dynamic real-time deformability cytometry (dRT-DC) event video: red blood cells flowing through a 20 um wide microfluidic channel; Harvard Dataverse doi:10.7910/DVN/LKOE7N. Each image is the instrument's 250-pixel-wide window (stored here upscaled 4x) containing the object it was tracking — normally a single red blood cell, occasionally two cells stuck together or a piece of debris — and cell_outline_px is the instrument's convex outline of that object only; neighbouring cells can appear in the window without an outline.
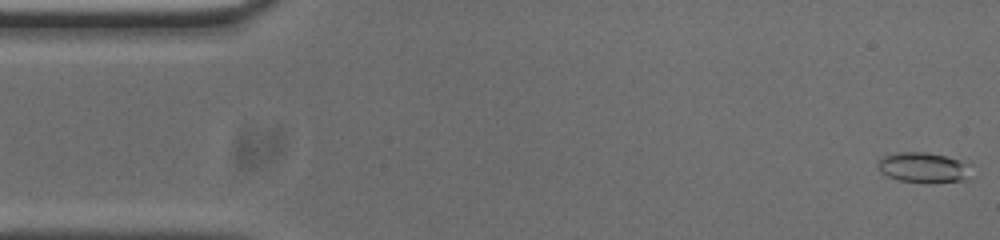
{"species": "common noctule bat (a hibernating species)", "species_latin": "Nyctalus noctula", "temperature_condition": "cold", "stored_images_in_passage": 53, "camera_frame_rate_fps": 3000, "um_per_image_px": 0.085, "animal": {"sex": "male", "body_mass_g": 20.0, "forearm_length_mm": 53.3}, "frame": {"image": 1, "passage_image": 1, "time_ms": 0.0, "image_size_px": [1000, 240], "cell_outline_px": [[968, 180], [900, 180], [888, 176], [880, 168], [880, 160], [884, 156], [896, 152], [924, 152], [948, 156], [960, 160], [968, 164]], "centroid_in_image_um": [78.5, 14.18], "position_along_channel_um": 6.5, "area_um2": 15.37}}
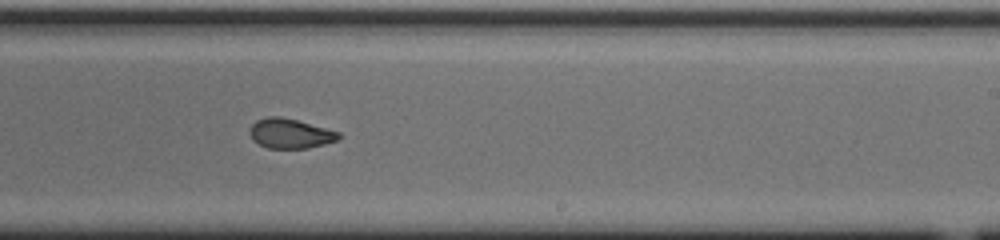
{"frame": {"image": 2, "passage_image": 31, "time_ms": 10.0, "image_size_px": [1000, 240], "cell_outline_px": [[340, 136], [336, 140], [324, 144], [308, 148], [268, 148], [252, 140], [248, 132], [252, 124], [256, 120], [268, 116], [280, 116], [296, 120], [340, 132]], "centroid_in_image_um": [24.62, 11.34], "position_along_channel_um": 264.4, "area_um2": 15.32}}
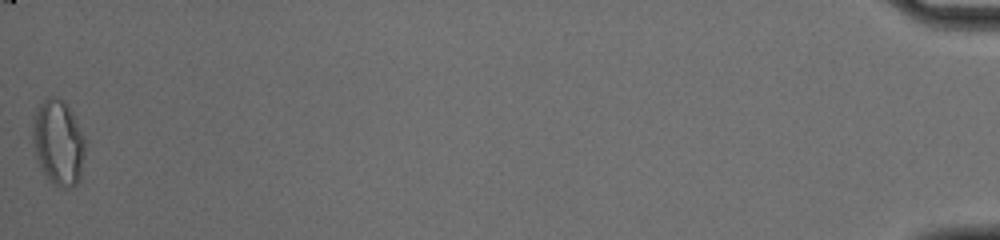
{"frame": {"image": 3, "passage_image": 53, "time_ms": 17.333, "image_size_px": [1000, 240], "cell_outline_px": [[84, 156], [80, 180], [72, 188], [60, 188], [40, 168], [36, 160], [32, 140], [32, 116], [36, 108], [48, 96], [56, 96], [64, 100], [72, 112], [84, 136]], "centroid_in_image_um": [4.94, 12.08], "position_along_channel_um": 430.3, "area_um2": 26.41}, "authors_computed_cell_mechanics": {"area_um2": 15.895, "velocity_mm_per_s": 3.7711, "shape_relaxation_time_tau1_ms": null, "shape_relaxation_time_tau2_ms": 2.521, "deformation_change_tau1": null, "deformation_change_tau2": 0.0799}}